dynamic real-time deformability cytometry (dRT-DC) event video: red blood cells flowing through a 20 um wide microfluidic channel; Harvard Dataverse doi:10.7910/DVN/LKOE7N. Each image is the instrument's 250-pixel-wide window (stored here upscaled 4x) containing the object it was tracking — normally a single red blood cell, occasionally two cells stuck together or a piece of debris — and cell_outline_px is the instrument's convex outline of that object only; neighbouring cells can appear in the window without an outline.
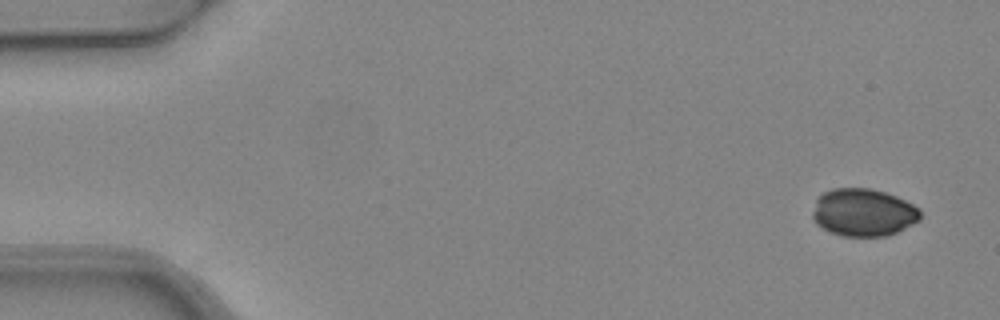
{"species": "common noctule bat (a hibernating species)", "species_latin": "Nyctalus noctula", "temperature_condition": "warm", "stored_images_in_passage": 7, "camera_frame_rate_fps": 3000, "um_per_image_px": 0.085, "animal": {"sex": "female", "body_mass_g": 24.6, "forearm_length_mm": 56.2}, "frame": {"image": 1, "passage_image": 1, "time_ms": 0.0, "image_size_px": [1000, 320], "cell_outline_px": [[920, 220], [888, 236], [840, 236], [816, 224], [812, 216], [812, 212], [816, 200], [824, 192], [832, 188], [868, 188], [884, 192], [896, 196], [920, 208]], "centroid_in_image_um": [73.38, 18.06], "position_along_channel_um": 11.6, "area_um2": 29.82}}
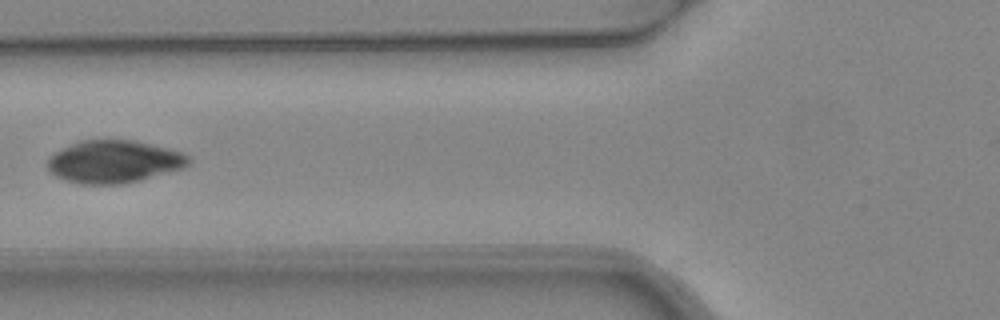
{"frame": {"image": 2, "passage_image": 6, "time_ms": 1.667, "image_size_px": [1000, 320], "cell_outline_px": [[192, 160], [184, 168], [140, 180], [124, 184], [80, 184], [64, 180], [48, 172], [48, 156], [80, 140], [136, 140], [184, 152]], "centroid_in_image_um": [9.7, 13.74], "position_along_channel_um": 116.1, "area_um2": 35.2}}
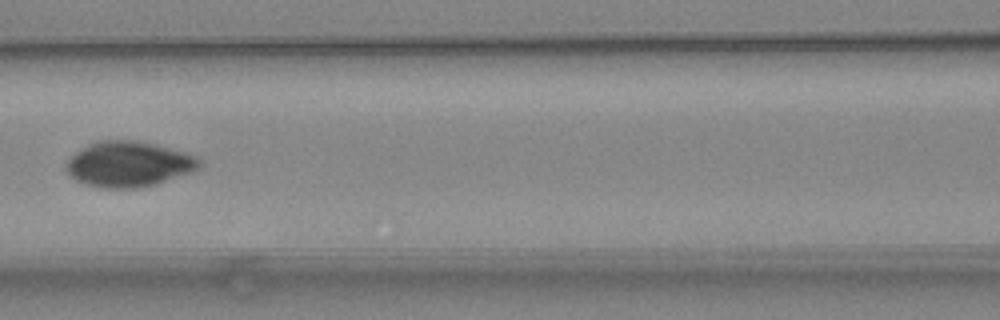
{"frame": {"image": 3, "passage_image": 7, "time_ms": 2.0, "image_size_px": [1000, 320], "cell_outline_px": [[200, 168], [192, 172], [156, 184], [132, 188], [104, 188], [84, 184], [76, 180], [64, 168], [64, 164], [76, 152], [88, 144], [100, 140], [132, 140], [152, 144], [184, 152], [196, 156], [200, 160]], "centroid_in_image_um": [10.92, 13.96], "position_along_channel_um": 155.7, "area_um2": 35.03}}